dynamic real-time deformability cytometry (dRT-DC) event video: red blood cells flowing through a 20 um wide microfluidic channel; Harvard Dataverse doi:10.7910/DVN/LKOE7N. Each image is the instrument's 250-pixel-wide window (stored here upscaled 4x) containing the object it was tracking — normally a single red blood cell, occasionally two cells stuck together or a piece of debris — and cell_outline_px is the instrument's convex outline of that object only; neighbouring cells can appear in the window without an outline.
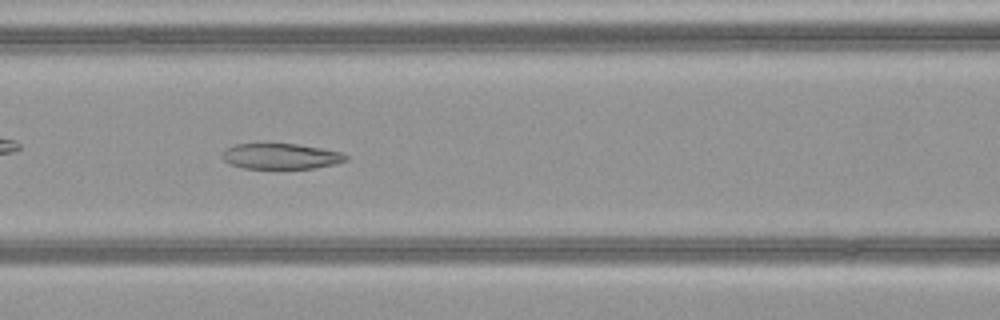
{"species": "common noctule bat (a hibernating species)", "species_latin": "Nyctalus noctula", "temperature_condition": "warm", "stored_images_in_passage": 36, "camera_frame_rate_fps": 3000, "um_per_image_px": 0.085, "animal": {"sex": "female", "body_mass_g": 21.9}, "frame": {"image": 1, "passage_image": 8, "time_ms": 2.333, "image_size_px": [1000, 320], "cell_outline_px": [[348, 160], [336, 164], [312, 168], [244, 168], [228, 164], [220, 156], [224, 148], [236, 144], [296, 144], [320, 148], [340, 152], [348, 156]], "centroid_in_image_um": [23.83, 13.28], "position_along_channel_um": 142.8, "area_um2": 18.44}}
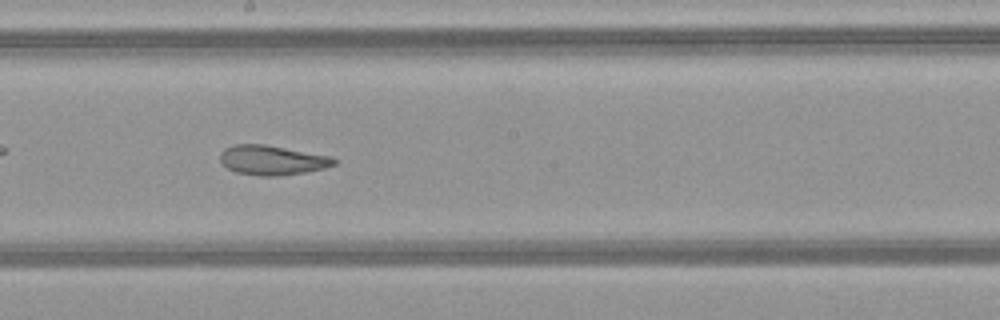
{"frame": {"image": 2, "passage_image": 14, "time_ms": 4.333, "image_size_px": [1000, 320], "cell_outline_px": [[336, 164], [324, 168], [304, 172], [276, 176], [260, 176], [236, 172], [228, 168], [220, 160], [220, 152], [224, 148], [236, 144], [264, 144], [332, 156], [336, 160]], "centroid_in_image_um": [23.13, 13.6], "position_along_channel_um": 225.1, "area_um2": 19.59}}
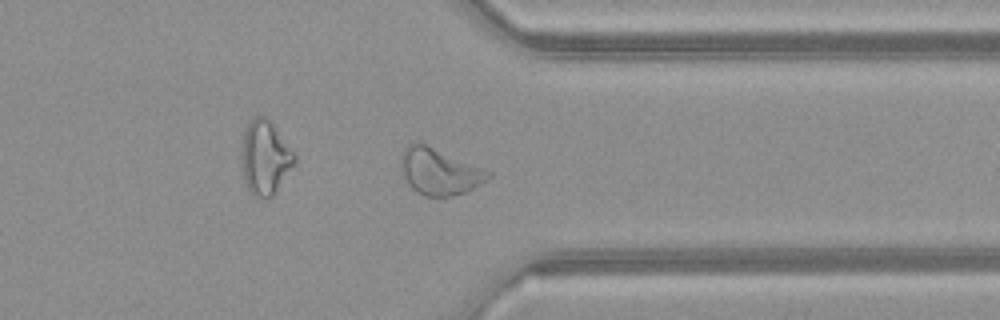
{"frame": {"image": 3, "passage_image": 25, "time_ms": 8.0, "image_size_px": [1000, 320], "cell_outline_px": [[492, 176], [488, 180], [464, 192], [452, 196], [424, 196], [412, 188], [408, 184], [400, 172], [400, 156], [408, 144], [420, 140], [484, 168], [492, 172]], "centroid_in_image_um": [37.32, 14.54], "position_along_channel_um": 374.1, "area_um2": 24.16}, "authors_computed_cell_mechanics": {"area_um2": 21.0681, "velocity_mm_per_s": 4.1165, "shape_relaxation_time_tau1_ms": null, "shape_relaxation_time_tau2_ms": 3.6002, "deformation_change_tau1": null, "deformation_change_tau2": 0.1147}}